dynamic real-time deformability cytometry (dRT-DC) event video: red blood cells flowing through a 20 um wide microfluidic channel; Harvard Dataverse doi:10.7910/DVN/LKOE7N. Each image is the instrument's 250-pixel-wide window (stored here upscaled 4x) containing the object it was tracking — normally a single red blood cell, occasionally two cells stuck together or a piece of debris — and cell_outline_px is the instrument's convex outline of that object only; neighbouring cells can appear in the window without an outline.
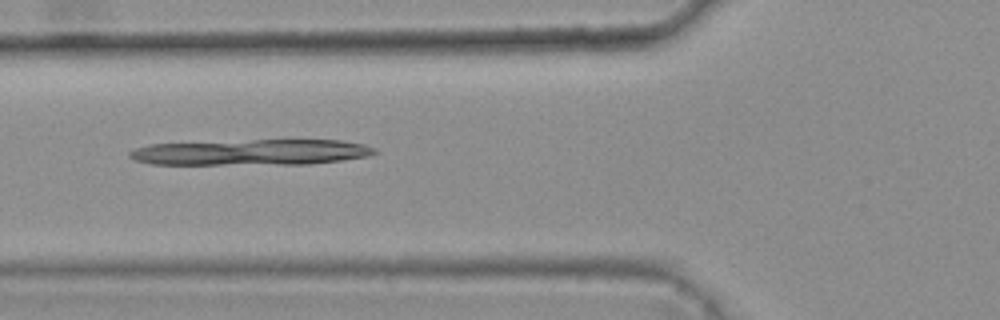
{"species": "common noctule bat (a hibernating species)", "species_latin": "Nyctalus noctula", "temperature_condition": "warm", "stored_images_in_passage": 46, "camera_frame_rate_fps": 3000, "um_per_image_px": 0.085, "animal": {"sex": "female", "body_mass_g": 25.1}, "frame": {"image": 1, "passage_image": 19, "time_ms": 6.0, "image_size_px": [1000, 320], "cell_outline_px": [[376, 152], [368, 156], [340, 160], [308, 164], [148, 164], [136, 160], [128, 156], [128, 152], [136, 148], [152, 144], [252, 140], [340, 140], [364, 144], [376, 148]], "centroid_in_image_um": [21.36, 12.94], "position_along_channel_um": 104.4, "area_um2": 36.65}}